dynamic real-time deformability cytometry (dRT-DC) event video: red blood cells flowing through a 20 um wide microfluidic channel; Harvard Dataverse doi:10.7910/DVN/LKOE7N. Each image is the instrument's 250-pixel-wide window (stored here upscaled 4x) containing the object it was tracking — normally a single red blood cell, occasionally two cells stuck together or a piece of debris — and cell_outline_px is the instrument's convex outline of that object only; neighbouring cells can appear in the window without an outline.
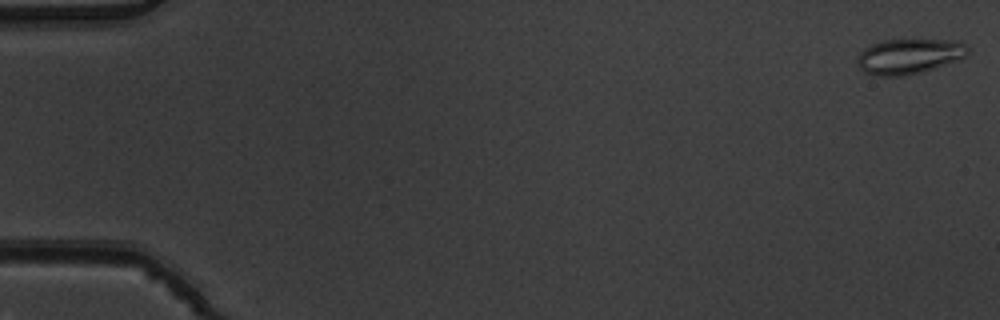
{"species": "common noctule bat (a hibernating species)", "species_latin": "Nyctalus noctula", "temperature_condition": "warm", "stored_images_in_passage": 5, "camera_frame_rate_fps": 3000, "um_per_image_px": 0.085, "animal": {"sex": "male", "body_mass_g": 19.5, "forearm_length_mm": 54.6}, "frame": {"image": 1, "passage_image": 1, "time_ms": 0.0, "image_size_px": [1000, 320], "cell_outline_px": [[968, 52], [964, 56], [956, 60], [920, 72], [904, 76], [876, 76], [864, 72], [856, 64], [856, 56], [864, 48], [872, 44], [884, 40], [960, 40], [968, 48]], "centroid_in_image_um": [77.2, 4.78], "position_along_channel_um": 7.8, "area_um2": 22.54}}
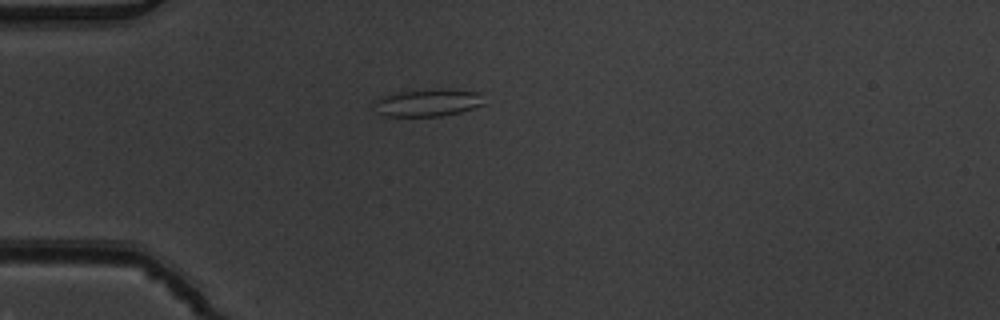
{"frame": {"image": 2, "passage_image": 5, "time_ms": 1.333, "image_size_px": [1000, 320], "cell_outline_px": [[484, 104], [460, 112], [440, 116], [384, 116], [376, 112], [376, 100], [380, 96], [396, 92], [428, 88], [452, 88], [480, 92]], "centroid_in_image_um": [36.37, 8.69], "position_along_channel_um": 48.6, "area_um2": 17.92}}